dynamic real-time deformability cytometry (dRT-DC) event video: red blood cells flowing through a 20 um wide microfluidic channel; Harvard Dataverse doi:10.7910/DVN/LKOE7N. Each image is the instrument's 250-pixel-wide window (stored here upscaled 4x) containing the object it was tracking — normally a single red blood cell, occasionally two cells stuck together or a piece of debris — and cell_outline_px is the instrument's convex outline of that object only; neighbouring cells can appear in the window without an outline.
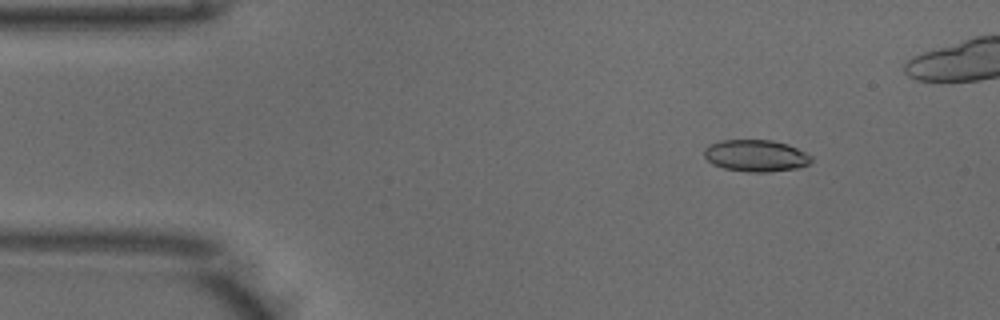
{"species": "common noctule bat (a hibernating species)", "species_latin": "Nyctalus noctula", "temperature_condition": "warm", "stored_images_in_passage": 13, "camera_frame_rate_fps": 3000, "um_per_image_px": 0.085, "animal": {"sex": "male", "body_mass_g": 18.8}, "frame": {"image": 1, "passage_image": 6, "time_ms": 1.667, "image_size_px": [1000, 320], "cell_outline_px": [[812, 160], [808, 164], [800, 168], [768, 172], [748, 172], [724, 168], [712, 164], [704, 156], [704, 148], [708, 144], [720, 140], [772, 140], [788, 144], [812, 156]], "centroid_in_image_um": [64.23, 13.23], "position_along_channel_um": 20.8, "area_um2": 20.0}}